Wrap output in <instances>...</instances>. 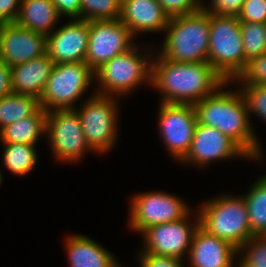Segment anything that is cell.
I'll list each match as a JSON object with an SVG mask.
<instances>
[{"mask_svg":"<svg viewBox=\"0 0 266 267\" xmlns=\"http://www.w3.org/2000/svg\"><path fill=\"white\" fill-rule=\"evenodd\" d=\"M231 83L225 82L213 94L193 105L197 122L218 129L236 142L251 160L259 161L263 151L250 123L244 96L239 88L233 92L222 90Z\"/></svg>","mask_w":266,"mask_h":267,"instance_id":"obj_1","label":"cell"},{"mask_svg":"<svg viewBox=\"0 0 266 267\" xmlns=\"http://www.w3.org/2000/svg\"><path fill=\"white\" fill-rule=\"evenodd\" d=\"M157 55L152 60L151 87L161 92V103L194 105L226 82L208 61L180 63Z\"/></svg>","mask_w":266,"mask_h":267,"instance_id":"obj_2","label":"cell"},{"mask_svg":"<svg viewBox=\"0 0 266 267\" xmlns=\"http://www.w3.org/2000/svg\"><path fill=\"white\" fill-rule=\"evenodd\" d=\"M163 58L180 63L208 61L210 13L200 9L191 14L171 17L165 29Z\"/></svg>","mask_w":266,"mask_h":267,"instance_id":"obj_3","label":"cell"},{"mask_svg":"<svg viewBox=\"0 0 266 267\" xmlns=\"http://www.w3.org/2000/svg\"><path fill=\"white\" fill-rule=\"evenodd\" d=\"M199 226L220 239L240 248L252 237L243 196L220 195L206 201L197 211Z\"/></svg>","mask_w":266,"mask_h":267,"instance_id":"obj_4","label":"cell"},{"mask_svg":"<svg viewBox=\"0 0 266 267\" xmlns=\"http://www.w3.org/2000/svg\"><path fill=\"white\" fill-rule=\"evenodd\" d=\"M208 62L226 82H234L244 71L245 55L237 16L210 14Z\"/></svg>","mask_w":266,"mask_h":267,"instance_id":"obj_5","label":"cell"},{"mask_svg":"<svg viewBox=\"0 0 266 267\" xmlns=\"http://www.w3.org/2000/svg\"><path fill=\"white\" fill-rule=\"evenodd\" d=\"M139 47L134 45L128 51L116 55L100 66L95 72L94 82H98L96 94L117 97L128 95L142 83L150 84L152 74L151 54H139ZM146 55V56H145ZM150 59H148V58Z\"/></svg>","mask_w":266,"mask_h":267,"instance_id":"obj_6","label":"cell"},{"mask_svg":"<svg viewBox=\"0 0 266 267\" xmlns=\"http://www.w3.org/2000/svg\"><path fill=\"white\" fill-rule=\"evenodd\" d=\"M94 79V71L86 62L54 64L39 98L40 106L47 112L74 109Z\"/></svg>","mask_w":266,"mask_h":267,"instance_id":"obj_7","label":"cell"},{"mask_svg":"<svg viewBox=\"0 0 266 267\" xmlns=\"http://www.w3.org/2000/svg\"><path fill=\"white\" fill-rule=\"evenodd\" d=\"M118 99L94 92L92 97L84 101L82 107L74 108L80 118L87 144L93 152L107 153L115 146V141L119 136L117 135Z\"/></svg>","mask_w":266,"mask_h":267,"instance_id":"obj_8","label":"cell"},{"mask_svg":"<svg viewBox=\"0 0 266 267\" xmlns=\"http://www.w3.org/2000/svg\"><path fill=\"white\" fill-rule=\"evenodd\" d=\"M129 206L128 224L141 234L153 225L181 220L191 214L183 199L161 191L135 194Z\"/></svg>","mask_w":266,"mask_h":267,"instance_id":"obj_9","label":"cell"},{"mask_svg":"<svg viewBox=\"0 0 266 267\" xmlns=\"http://www.w3.org/2000/svg\"><path fill=\"white\" fill-rule=\"evenodd\" d=\"M46 137L57 160L79 161L85 152L92 151L82 131L80 118L74 109L47 112Z\"/></svg>","mask_w":266,"mask_h":267,"instance_id":"obj_10","label":"cell"},{"mask_svg":"<svg viewBox=\"0 0 266 267\" xmlns=\"http://www.w3.org/2000/svg\"><path fill=\"white\" fill-rule=\"evenodd\" d=\"M158 128L170 156L179 162L188 153L197 125L195 108L191 104L161 103Z\"/></svg>","mask_w":266,"mask_h":267,"instance_id":"obj_11","label":"cell"},{"mask_svg":"<svg viewBox=\"0 0 266 267\" xmlns=\"http://www.w3.org/2000/svg\"><path fill=\"white\" fill-rule=\"evenodd\" d=\"M134 37L120 20L89 21V41L85 62L95 72L116 55L132 48Z\"/></svg>","mask_w":266,"mask_h":267,"instance_id":"obj_12","label":"cell"},{"mask_svg":"<svg viewBox=\"0 0 266 267\" xmlns=\"http://www.w3.org/2000/svg\"><path fill=\"white\" fill-rule=\"evenodd\" d=\"M190 223V214L173 222L161 223L147 228L143 233L141 252L182 259L190 250L195 231L199 227V217ZM196 222V223H195ZM191 224V225H190ZM187 252V253H186Z\"/></svg>","mask_w":266,"mask_h":267,"instance_id":"obj_13","label":"cell"},{"mask_svg":"<svg viewBox=\"0 0 266 267\" xmlns=\"http://www.w3.org/2000/svg\"><path fill=\"white\" fill-rule=\"evenodd\" d=\"M250 156L231 138L218 129L197 123L190 149L181 163L204 167L215 160Z\"/></svg>","mask_w":266,"mask_h":267,"instance_id":"obj_14","label":"cell"},{"mask_svg":"<svg viewBox=\"0 0 266 267\" xmlns=\"http://www.w3.org/2000/svg\"><path fill=\"white\" fill-rule=\"evenodd\" d=\"M46 54V36L16 23L0 24V60L13 67Z\"/></svg>","mask_w":266,"mask_h":267,"instance_id":"obj_15","label":"cell"},{"mask_svg":"<svg viewBox=\"0 0 266 267\" xmlns=\"http://www.w3.org/2000/svg\"><path fill=\"white\" fill-rule=\"evenodd\" d=\"M46 36V54L54 64L85 62L89 41V21L72 18Z\"/></svg>","mask_w":266,"mask_h":267,"instance_id":"obj_16","label":"cell"},{"mask_svg":"<svg viewBox=\"0 0 266 267\" xmlns=\"http://www.w3.org/2000/svg\"><path fill=\"white\" fill-rule=\"evenodd\" d=\"M187 255L188 265L191 267H234L233 260L237 257V248L199 226Z\"/></svg>","mask_w":266,"mask_h":267,"instance_id":"obj_17","label":"cell"},{"mask_svg":"<svg viewBox=\"0 0 266 267\" xmlns=\"http://www.w3.org/2000/svg\"><path fill=\"white\" fill-rule=\"evenodd\" d=\"M169 19L158 0H122L120 20L133 36L137 32L165 31Z\"/></svg>","mask_w":266,"mask_h":267,"instance_id":"obj_18","label":"cell"},{"mask_svg":"<svg viewBox=\"0 0 266 267\" xmlns=\"http://www.w3.org/2000/svg\"><path fill=\"white\" fill-rule=\"evenodd\" d=\"M54 66L47 55L11 67L13 93L40 98Z\"/></svg>","mask_w":266,"mask_h":267,"instance_id":"obj_19","label":"cell"},{"mask_svg":"<svg viewBox=\"0 0 266 267\" xmlns=\"http://www.w3.org/2000/svg\"><path fill=\"white\" fill-rule=\"evenodd\" d=\"M64 243L70 267H121L111 252L88 236L70 235Z\"/></svg>","mask_w":266,"mask_h":267,"instance_id":"obj_20","label":"cell"},{"mask_svg":"<svg viewBox=\"0 0 266 267\" xmlns=\"http://www.w3.org/2000/svg\"><path fill=\"white\" fill-rule=\"evenodd\" d=\"M61 15L52 0H22L16 24L48 36Z\"/></svg>","mask_w":266,"mask_h":267,"instance_id":"obj_21","label":"cell"},{"mask_svg":"<svg viewBox=\"0 0 266 267\" xmlns=\"http://www.w3.org/2000/svg\"><path fill=\"white\" fill-rule=\"evenodd\" d=\"M46 119L47 111L40 107L33 115L3 128L0 131V141L2 144L36 146L39 137L46 133Z\"/></svg>","mask_w":266,"mask_h":267,"instance_id":"obj_22","label":"cell"},{"mask_svg":"<svg viewBox=\"0 0 266 267\" xmlns=\"http://www.w3.org/2000/svg\"><path fill=\"white\" fill-rule=\"evenodd\" d=\"M40 107L39 98L31 95L12 93L0 98V131L33 115Z\"/></svg>","mask_w":266,"mask_h":267,"instance_id":"obj_23","label":"cell"},{"mask_svg":"<svg viewBox=\"0 0 266 267\" xmlns=\"http://www.w3.org/2000/svg\"><path fill=\"white\" fill-rule=\"evenodd\" d=\"M243 198L252 235H266V175L256 180Z\"/></svg>","mask_w":266,"mask_h":267,"instance_id":"obj_24","label":"cell"},{"mask_svg":"<svg viewBox=\"0 0 266 267\" xmlns=\"http://www.w3.org/2000/svg\"><path fill=\"white\" fill-rule=\"evenodd\" d=\"M3 165L11 173L19 176H26L37 164L36 146L27 144H4Z\"/></svg>","mask_w":266,"mask_h":267,"instance_id":"obj_25","label":"cell"},{"mask_svg":"<svg viewBox=\"0 0 266 267\" xmlns=\"http://www.w3.org/2000/svg\"><path fill=\"white\" fill-rule=\"evenodd\" d=\"M242 43L247 63L266 53V23L240 21Z\"/></svg>","mask_w":266,"mask_h":267,"instance_id":"obj_26","label":"cell"},{"mask_svg":"<svg viewBox=\"0 0 266 267\" xmlns=\"http://www.w3.org/2000/svg\"><path fill=\"white\" fill-rule=\"evenodd\" d=\"M122 0H81L80 19L102 21L120 19Z\"/></svg>","mask_w":266,"mask_h":267,"instance_id":"obj_27","label":"cell"},{"mask_svg":"<svg viewBox=\"0 0 266 267\" xmlns=\"http://www.w3.org/2000/svg\"><path fill=\"white\" fill-rule=\"evenodd\" d=\"M237 256V267H266V235L250 237L237 249Z\"/></svg>","mask_w":266,"mask_h":267,"instance_id":"obj_28","label":"cell"},{"mask_svg":"<svg viewBox=\"0 0 266 267\" xmlns=\"http://www.w3.org/2000/svg\"><path fill=\"white\" fill-rule=\"evenodd\" d=\"M241 85L239 90L245 98L249 114L266 121V85Z\"/></svg>","mask_w":266,"mask_h":267,"instance_id":"obj_29","label":"cell"},{"mask_svg":"<svg viewBox=\"0 0 266 267\" xmlns=\"http://www.w3.org/2000/svg\"><path fill=\"white\" fill-rule=\"evenodd\" d=\"M234 81L240 84L266 85V53L250 60Z\"/></svg>","mask_w":266,"mask_h":267,"instance_id":"obj_30","label":"cell"},{"mask_svg":"<svg viewBox=\"0 0 266 267\" xmlns=\"http://www.w3.org/2000/svg\"><path fill=\"white\" fill-rule=\"evenodd\" d=\"M158 2L170 18L194 13L203 6L201 0H158Z\"/></svg>","mask_w":266,"mask_h":267,"instance_id":"obj_31","label":"cell"},{"mask_svg":"<svg viewBox=\"0 0 266 267\" xmlns=\"http://www.w3.org/2000/svg\"><path fill=\"white\" fill-rule=\"evenodd\" d=\"M237 17L239 21L266 23V0H245Z\"/></svg>","mask_w":266,"mask_h":267,"instance_id":"obj_32","label":"cell"},{"mask_svg":"<svg viewBox=\"0 0 266 267\" xmlns=\"http://www.w3.org/2000/svg\"><path fill=\"white\" fill-rule=\"evenodd\" d=\"M245 0H211L209 7L204 5L202 9L210 14L237 16ZM211 5V6H210Z\"/></svg>","mask_w":266,"mask_h":267,"instance_id":"obj_33","label":"cell"},{"mask_svg":"<svg viewBox=\"0 0 266 267\" xmlns=\"http://www.w3.org/2000/svg\"><path fill=\"white\" fill-rule=\"evenodd\" d=\"M140 267H184L182 259L170 256L154 255L146 252L139 253Z\"/></svg>","mask_w":266,"mask_h":267,"instance_id":"obj_34","label":"cell"},{"mask_svg":"<svg viewBox=\"0 0 266 267\" xmlns=\"http://www.w3.org/2000/svg\"><path fill=\"white\" fill-rule=\"evenodd\" d=\"M22 0H0V24L15 23Z\"/></svg>","mask_w":266,"mask_h":267,"instance_id":"obj_35","label":"cell"},{"mask_svg":"<svg viewBox=\"0 0 266 267\" xmlns=\"http://www.w3.org/2000/svg\"><path fill=\"white\" fill-rule=\"evenodd\" d=\"M58 13L68 18L80 19V3L81 0H52Z\"/></svg>","mask_w":266,"mask_h":267,"instance_id":"obj_36","label":"cell"},{"mask_svg":"<svg viewBox=\"0 0 266 267\" xmlns=\"http://www.w3.org/2000/svg\"><path fill=\"white\" fill-rule=\"evenodd\" d=\"M11 67L0 60V98L13 93Z\"/></svg>","mask_w":266,"mask_h":267,"instance_id":"obj_37","label":"cell"},{"mask_svg":"<svg viewBox=\"0 0 266 267\" xmlns=\"http://www.w3.org/2000/svg\"><path fill=\"white\" fill-rule=\"evenodd\" d=\"M1 175H2V174H1V171H0V185H1V182L3 181V178H2Z\"/></svg>","mask_w":266,"mask_h":267,"instance_id":"obj_38","label":"cell"}]
</instances>
